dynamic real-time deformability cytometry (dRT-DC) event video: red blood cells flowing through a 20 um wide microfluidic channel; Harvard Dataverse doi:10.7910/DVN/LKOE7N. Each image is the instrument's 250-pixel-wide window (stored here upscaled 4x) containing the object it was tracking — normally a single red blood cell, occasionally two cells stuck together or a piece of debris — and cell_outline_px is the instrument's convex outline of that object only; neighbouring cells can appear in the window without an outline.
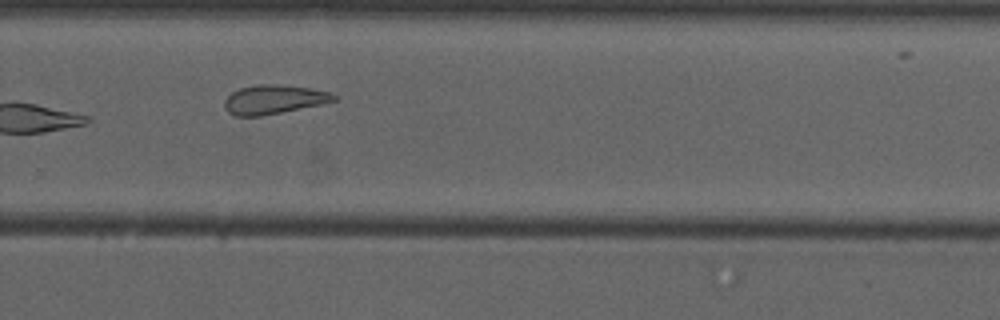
{"species": "common noctule bat (a hibernating species)", "species_latin": "Nyctalus noctula", "temperature_condition": "cold", "stored_images_in_passage": 11, "camera_frame_rate_fps": 3000, "um_per_image_px": 0.085, "animal": {"sex": "male", "forearm_length_mm": 52.5}, "frame": {"image": 1, "passage_image": 8, "time_ms": 9.0, "image_size_px": [1000, 320], "cell_outline_px": [[336, 100], [324, 104], [260, 116], [236, 116], [228, 112], [224, 108], [224, 100], [232, 92], [240, 88], [256, 84], [280, 84], [308, 88], [328, 92], [336, 96]], "centroid_in_image_um": [23.25, 8.45], "position_along_channel_um": 306.6, "area_um2": 18.5}}